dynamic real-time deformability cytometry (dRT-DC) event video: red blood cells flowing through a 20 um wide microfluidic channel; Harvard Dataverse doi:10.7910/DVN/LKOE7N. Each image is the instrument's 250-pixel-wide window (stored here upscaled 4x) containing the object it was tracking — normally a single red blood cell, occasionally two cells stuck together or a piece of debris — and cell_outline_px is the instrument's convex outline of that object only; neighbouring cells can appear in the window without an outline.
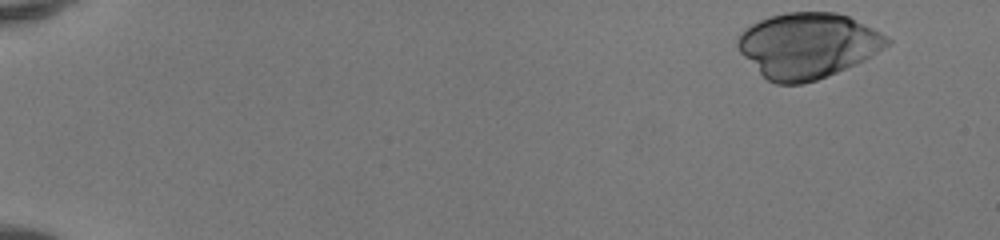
{"species": "human", "species_latin": "Homo sapiens", "temperature_condition": "room temperature", "stored_images_in_passage": 48, "camera_frame_rate_fps": 3000, "um_per_image_px": 0.085, "donor": {"sex": "female"}, "frame": {"image": 1, "passage_image": 1, "time_ms": 0.0, "image_size_px": [1000, 240], "cell_outline_px": [[892, 40], [884, 48], [872, 56], [864, 60], [828, 76], [804, 84], [776, 84], [768, 80], [740, 52], [736, 44], [736, 40], [744, 28], [760, 20], [772, 16], [788, 12], [836, 12], [848, 16], [888, 36]], "centroid_in_image_um": [68.66, 3.86], "position_along_channel_um": 16.3, "area_um2": 56.53}}
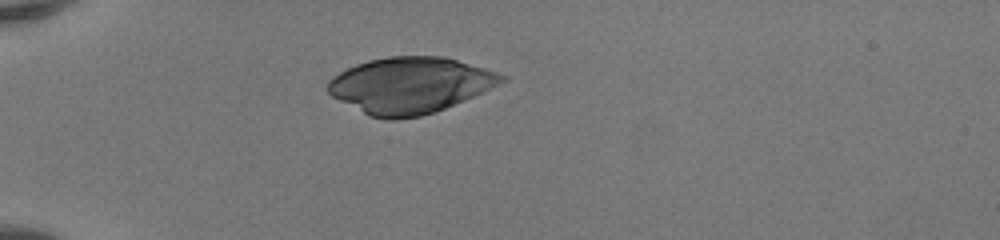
{"frame": {"image": 2, "passage_image": 13, "time_ms": 4.0, "image_size_px": [1000, 240], "cell_outline_px": [[508, 80], [464, 100], [444, 108], [420, 116], [396, 120], [388, 120], [368, 116], [332, 96], [328, 92], [328, 80], [332, 76], [356, 64], [368, 60], [388, 56], [444, 56], [484, 68], [508, 76]], "centroid_in_image_um": [34.83, 7.24], "position_along_channel_um": 50.2, "area_um2": 56.59}}
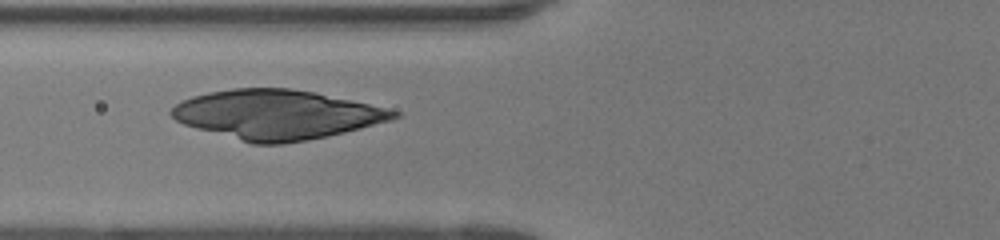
{"frame": {"image": 3, "passage_image": 19, "time_ms": 6.0, "image_size_px": [1000, 240], "cell_outline_px": [[400, 116], [392, 120], [344, 132], [304, 140], [280, 144], [252, 144], [196, 128], [184, 124], [176, 120], [168, 112], [176, 104], [192, 96], [208, 92], [232, 88], [292, 88], [316, 92], [368, 104], [400, 112]], "centroid_in_image_um": [23.48, 9.73], "position_along_channel_um": 102.3, "area_um2": 63.46}}